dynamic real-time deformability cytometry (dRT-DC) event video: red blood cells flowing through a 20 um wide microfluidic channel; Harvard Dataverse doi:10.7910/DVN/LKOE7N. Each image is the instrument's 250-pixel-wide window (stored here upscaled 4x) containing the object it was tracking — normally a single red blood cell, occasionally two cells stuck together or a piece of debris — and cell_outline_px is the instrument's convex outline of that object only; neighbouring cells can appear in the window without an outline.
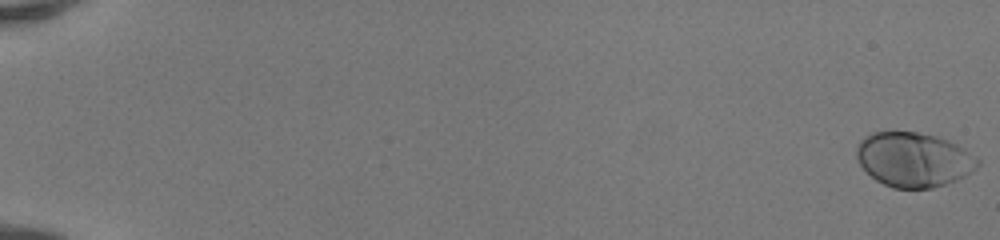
{"species": "human", "species_latin": "Homo sapiens", "temperature_condition": "room temperature", "stored_images_in_passage": 52, "camera_frame_rate_fps": 3000, "um_per_image_px": 0.085, "donor": {"sex": "female"}, "frame": {"image": 1, "passage_image": 1, "time_ms": 0.0, "image_size_px": [1000, 240], "cell_outline_px": [[980, 164], [976, 168], [964, 176], [956, 180], [932, 188], [892, 188], [876, 180], [860, 164], [856, 156], [856, 144], [864, 136], [872, 132], [916, 132], [936, 136], [948, 140], [964, 148], [980, 160]], "centroid_in_image_um": [77.65, 13.55], "position_along_channel_um": 7.4, "area_um2": 38.44}}
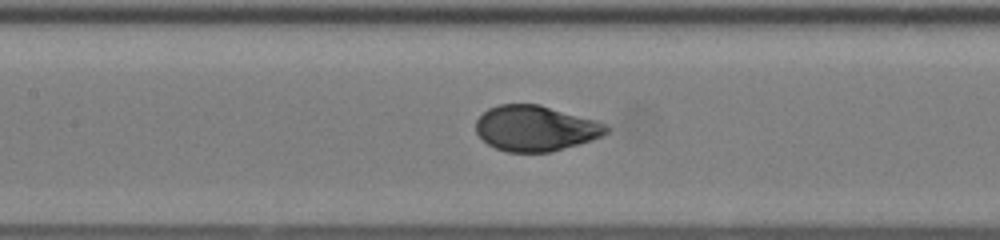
{"frame": {"image": 2, "passage_image": 27, "time_ms": 8.667, "image_size_px": [1000, 240], "cell_outline_px": [[612, 128], [604, 136], [552, 152], [508, 152], [496, 148], [488, 144], [476, 132], [476, 120], [488, 108], [500, 104], [540, 104], [596, 120], [608, 124]], "centroid_in_image_um": [45.56, 10.9], "position_along_channel_um": 161.8, "area_um2": 34.8}}
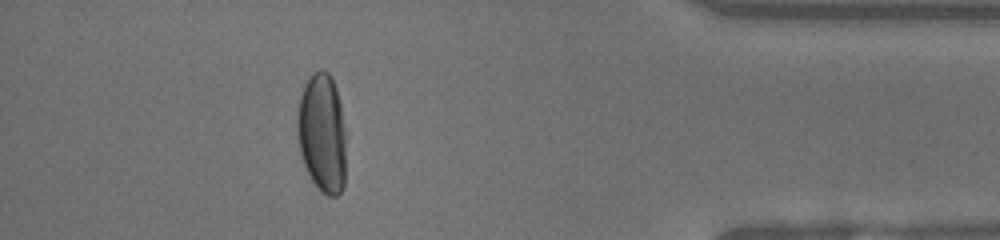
{"frame": {"image": 3, "passage_image": 47, "time_ms": 15.333, "image_size_px": [1000, 240], "cell_outline_px": [[344, 188], [336, 196], [328, 196], [312, 180], [304, 164], [300, 152], [296, 136], [296, 116], [300, 96], [304, 84], [312, 72], [320, 68], [328, 72], [332, 76], [336, 88], [340, 104], [344, 132]], "centroid_in_image_um": [27.34, 11.25], "position_along_channel_um": 407.9, "area_um2": 33.87}, "authors_computed_cell_mechanics": {"area_um2": 36.1828, "velocity_mm_per_s": 4.1932, "shape_relaxation_time_tau1_ms": 3.0954, "shape_relaxation_time_tau2_ms": null, "deformation_change_tau1": 0.178, "deformation_change_tau2": null}}